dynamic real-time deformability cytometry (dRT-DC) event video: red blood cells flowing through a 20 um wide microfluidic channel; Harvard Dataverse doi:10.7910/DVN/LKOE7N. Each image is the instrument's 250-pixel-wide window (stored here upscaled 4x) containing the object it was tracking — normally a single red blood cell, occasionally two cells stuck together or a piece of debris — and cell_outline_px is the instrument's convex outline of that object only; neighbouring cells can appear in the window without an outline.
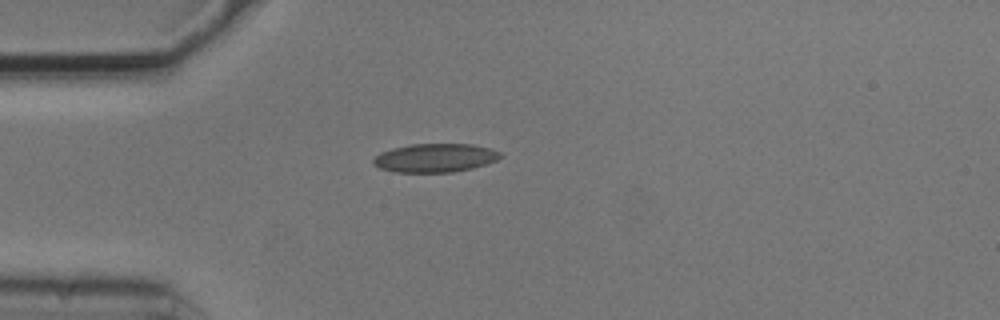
{"species": "common noctule bat (a hibernating species)", "species_latin": "Nyctalus noctula", "temperature_condition": "cold", "stored_images_in_passage": 1, "camera_frame_rate_fps": 3000, "um_per_image_px": 0.085, "animal": {"sex": "male", "body_mass_g": 20.5, "forearm_length_mm": 52.5}, "frame": {"image": 1, "passage_image": 1, "time_ms": 0.0, "image_size_px": [1000, 320], "cell_outline_px": [[504, 156], [496, 160], [472, 168], [452, 172], [392, 172], [380, 168], [372, 164], [372, 160], [380, 152], [392, 148], [412, 144], [472, 144], [488, 148], [500, 152]], "centroid_in_image_um": [36.95, 13.42], "position_along_channel_um": 48.1, "area_um2": 21.15}}